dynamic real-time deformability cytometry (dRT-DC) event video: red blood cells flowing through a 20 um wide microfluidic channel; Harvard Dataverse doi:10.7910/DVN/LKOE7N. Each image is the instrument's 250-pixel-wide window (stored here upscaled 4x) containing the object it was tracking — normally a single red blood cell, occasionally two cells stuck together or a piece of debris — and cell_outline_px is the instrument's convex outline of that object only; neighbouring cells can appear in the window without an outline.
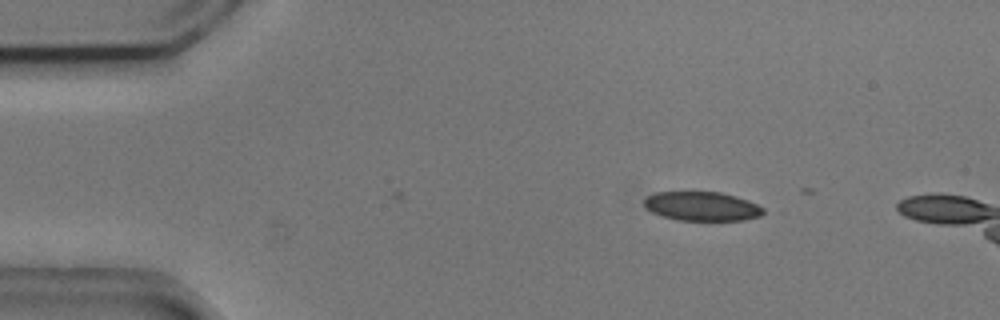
{"species": "common noctule bat (a hibernating species)", "species_latin": "Nyctalus noctula", "temperature_condition": "cold", "stored_images_in_passage": 3, "camera_frame_rate_fps": 3000, "um_per_image_px": 0.085, "animal": {"sex": "male", "body_mass_g": 20.5, "forearm_length_mm": 52.5}, "frame": {"image": 1, "passage_image": 3, "time_ms": 0.667, "image_size_px": [1000, 320], "cell_outline_px": [[764, 212], [760, 216], [744, 220], [676, 220], [652, 212], [644, 208], [644, 196], [656, 192], [720, 192], [736, 196], [748, 200], [764, 208]], "centroid_in_image_um": [59.64, 17.53], "position_along_channel_um": 25.4, "area_um2": 20.29}}